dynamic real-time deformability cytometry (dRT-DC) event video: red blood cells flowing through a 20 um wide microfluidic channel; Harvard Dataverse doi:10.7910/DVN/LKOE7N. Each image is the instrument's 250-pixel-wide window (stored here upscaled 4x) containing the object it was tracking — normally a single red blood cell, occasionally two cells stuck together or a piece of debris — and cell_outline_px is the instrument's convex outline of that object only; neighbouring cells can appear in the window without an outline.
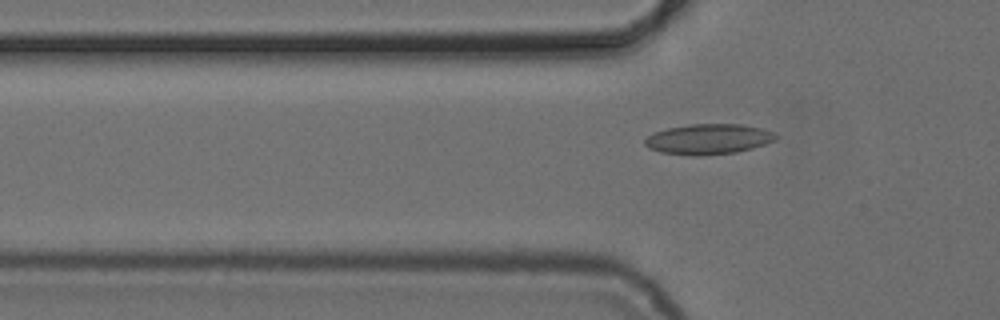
{"species": "common noctule bat (a hibernating species)", "species_latin": "Nyctalus noctula", "temperature_condition": "cold", "stored_images_in_passage": 2, "camera_frame_rate_fps": 3000, "um_per_image_px": 0.085, "animal": {"sex": "female", "body_mass_g": 24.6, "forearm_length_mm": 56.2}, "frame": {"image": 1, "passage_image": 2, "time_ms": 1.333, "image_size_px": [1000, 320], "cell_outline_px": [[780, 136], [776, 140], [752, 148], [736, 152], [700, 156], [692, 156], [660, 152], [648, 148], [644, 144], [644, 140], [652, 132], [668, 128], [688, 124], [744, 124], [760, 128], [772, 132]], "centroid_in_image_um": [60.2, 11.82], "position_along_channel_um": 65.6, "area_um2": 23.35}}